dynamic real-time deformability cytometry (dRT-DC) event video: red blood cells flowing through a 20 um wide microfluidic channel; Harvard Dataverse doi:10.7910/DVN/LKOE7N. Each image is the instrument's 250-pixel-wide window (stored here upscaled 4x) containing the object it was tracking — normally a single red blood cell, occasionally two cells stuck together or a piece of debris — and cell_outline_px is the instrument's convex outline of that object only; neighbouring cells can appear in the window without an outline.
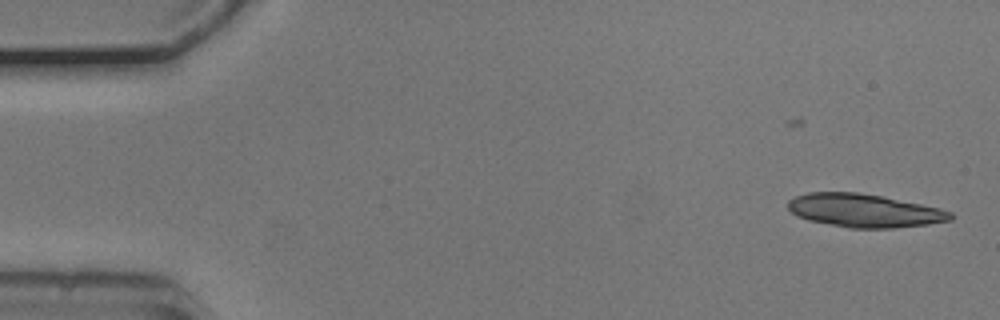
{"species": "common noctule bat (a hibernating species)", "species_latin": "Nyctalus noctula", "temperature_condition": "cold", "stored_images_in_passage": 53, "segment_of_instrument_passage": [1, 2], "camera_frame_rate_fps": 3000, "um_per_image_px": 0.085, "animal": {"sex": "male", "body_mass_g": 20.5, "forearm_length_mm": 52.5}, "frame": {"image": 1, "passage_image": 1, "time_ms": 0.0, "image_size_px": [1000, 320], "cell_outline_px": [[956, 216], [952, 220], [928, 224], [892, 228], [848, 228], [808, 220], [792, 212], [788, 208], [788, 200], [796, 196], [808, 192], [856, 192], [884, 196], [940, 208], [952, 212]], "centroid_in_image_um": [73.5, 17.9], "position_along_channel_um": 11.5, "area_um2": 31.62}}